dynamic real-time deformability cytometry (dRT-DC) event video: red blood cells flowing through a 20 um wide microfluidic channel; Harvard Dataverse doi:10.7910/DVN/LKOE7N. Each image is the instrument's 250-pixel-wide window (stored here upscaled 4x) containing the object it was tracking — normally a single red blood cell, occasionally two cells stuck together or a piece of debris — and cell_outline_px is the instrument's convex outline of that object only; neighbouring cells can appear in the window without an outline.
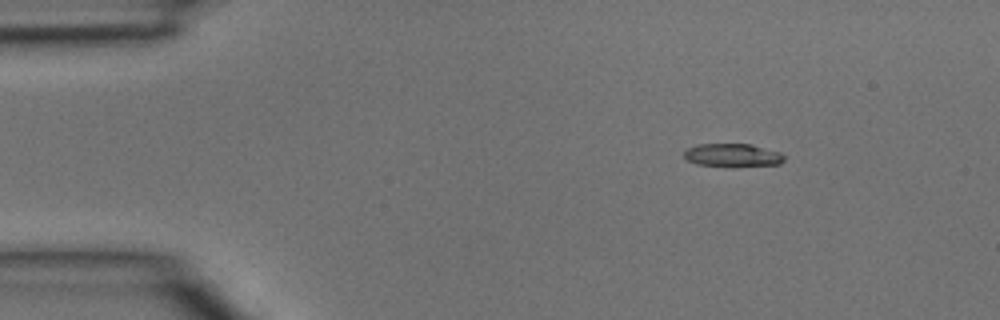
{"species": "common noctule bat (a hibernating species)", "species_latin": "Nyctalus noctula", "temperature_condition": "room temperature", "stored_images_in_passage": 35, "camera_frame_rate_fps": 3000, "um_per_image_px": 0.085, "animal": {"sex": "male", "body_mass_g": 15.6}, "frame": {"image": 1, "passage_image": 1, "time_ms": 0.0, "image_size_px": [1000, 320], "cell_outline_px": [[784, 160], [780, 164], [696, 164], [688, 160], [684, 156], [684, 152], [688, 148], [696, 144], [752, 144], [780, 152], [784, 156]], "centroid_in_image_um": [62.26, 13.14], "position_along_channel_um": 22.7, "area_um2": 12.72}}
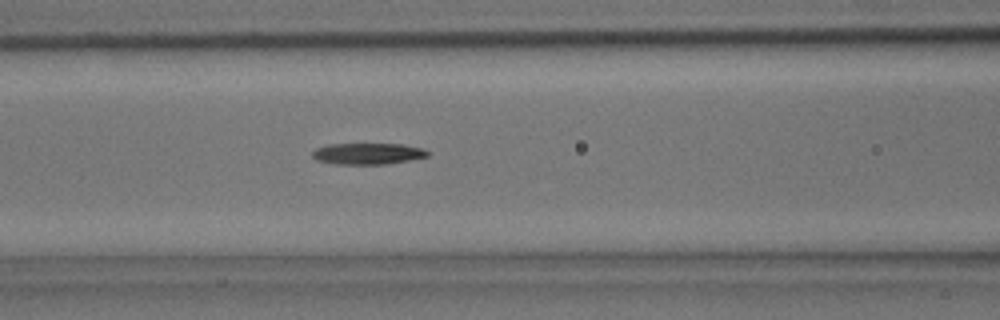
{"frame": {"image": 2, "passage_image": 12, "time_ms": 3.667, "image_size_px": [1000, 320], "cell_outline_px": [[428, 156], [408, 160], [384, 164], [336, 164], [316, 160], [312, 156], [312, 152], [316, 148], [328, 144], [404, 144], [424, 148], [428, 152]], "centroid_in_image_um": [31.24, 13.05], "position_along_channel_um": 135.4, "area_um2": 14.28}}
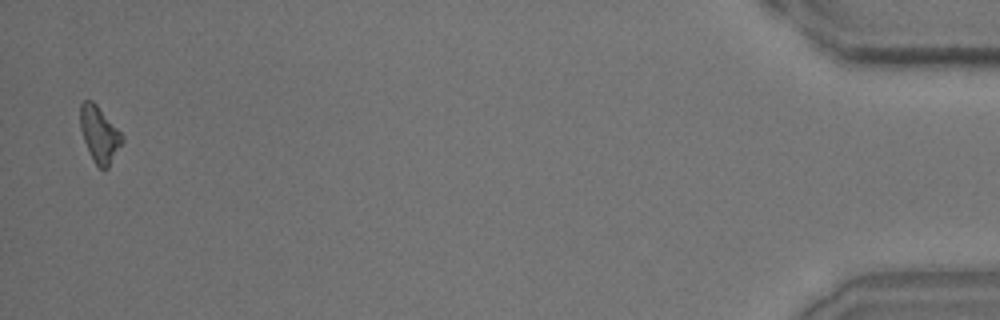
{"frame": {"image": 3, "passage_image": 35, "time_ms": 11.333, "image_size_px": [1000, 320], "cell_outline_px": [[124, 140], [108, 168], [100, 168], [96, 164], [84, 140], [80, 128], [80, 104], [84, 100], [92, 100], [96, 104], [124, 136]], "centroid_in_image_um": [8.45, 11.39], "position_along_channel_um": 426.7, "area_um2": 13.41}}